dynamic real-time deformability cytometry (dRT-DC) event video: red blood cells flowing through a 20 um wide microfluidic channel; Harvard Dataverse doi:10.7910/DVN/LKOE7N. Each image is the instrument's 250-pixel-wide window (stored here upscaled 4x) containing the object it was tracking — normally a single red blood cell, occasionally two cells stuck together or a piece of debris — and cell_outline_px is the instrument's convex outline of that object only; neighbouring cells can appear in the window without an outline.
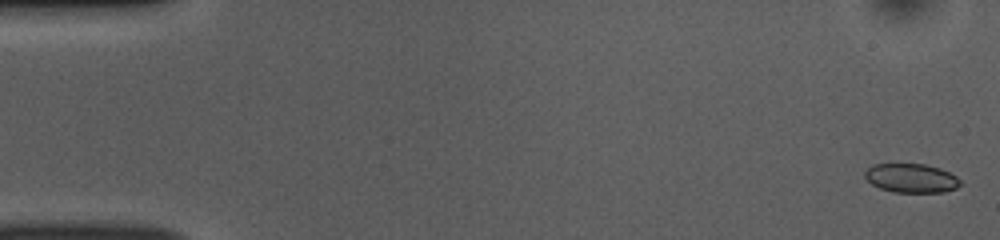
{"species": "common noctule bat (a hibernating species)", "species_latin": "Nyctalus noctula", "temperature_condition": "room temperature", "stored_images_in_passage": 53, "segment_of_instrument_passage": [1, 2], "camera_frame_rate_fps": 3000, "um_per_image_px": 0.085, "animal": {"sex": "female", "body_mass_g": 10.0, "forearm_length_mm": 53.1}, "frame": {"image": 1, "passage_image": 1, "time_ms": 0.0, "image_size_px": [1000, 240], "cell_outline_px": [[960, 184], [956, 188], [944, 192], [892, 192], [880, 188], [872, 184], [864, 176], [864, 172], [872, 164], [924, 164], [940, 168], [956, 176], [960, 180]], "centroid_in_image_um": [77.44, 15.14], "position_along_channel_um": 7.6, "area_um2": 16.07}}
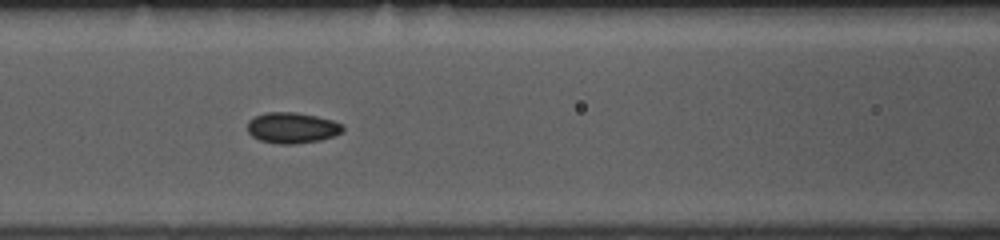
{"frame": {"image": 2, "passage_image": 22, "time_ms": 7.0, "image_size_px": [1000, 240], "cell_outline_px": [[344, 132], [320, 140], [292, 144], [280, 144], [260, 140], [252, 136], [248, 132], [248, 120], [264, 112], [296, 112], [316, 116], [332, 120], [344, 124]], "centroid_in_image_um": [24.84, 10.85], "position_along_channel_um": 141.8, "area_um2": 17.17}}
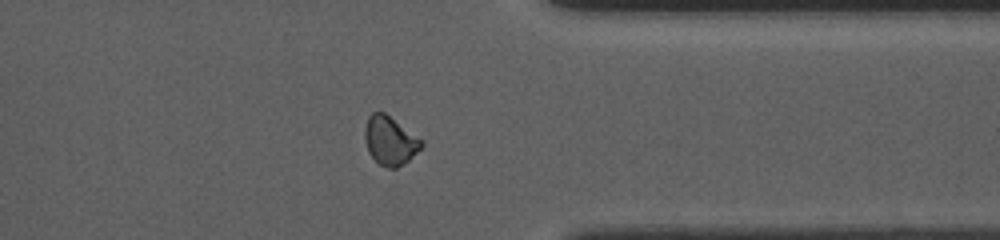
{"frame": {"image": 3, "passage_image": 41, "time_ms": 13.333, "image_size_px": [1000, 240], "cell_outline_px": [[424, 144], [408, 160], [396, 168], [388, 168], [380, 164], [368, 152], [364, 140], [364, 128], [368, 116], [372, 112], [384, 112], [424, 140]], "centroid_in_image_um": [33.14, 11.93], "position_along_channel_um": 378.3, "area_um2": 16.07}}